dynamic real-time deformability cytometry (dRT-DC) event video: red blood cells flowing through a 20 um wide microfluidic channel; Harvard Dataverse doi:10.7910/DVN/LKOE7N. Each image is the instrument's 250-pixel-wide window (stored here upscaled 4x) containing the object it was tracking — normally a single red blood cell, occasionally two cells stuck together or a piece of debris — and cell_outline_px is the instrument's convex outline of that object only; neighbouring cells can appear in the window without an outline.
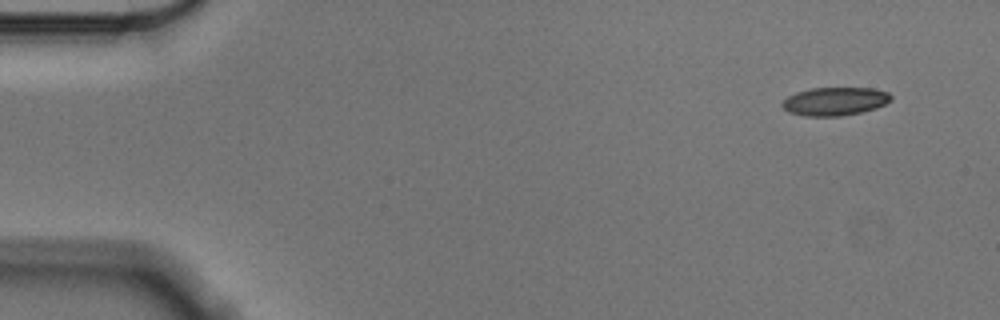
{"species": "Egyptian fruit bat (a non-hibernating species)", "species_latin": "Rousettus aegyptiacus", "temperature_condition": "cold", "stored_images_in_passage": 53, "camera_frame_rate_fps": 3000, "um_per_image_px": 0.085, "animal": {"sex": "male"}, "frame": {"image": 1, "passage_image": 1, "time_ms": 0.0, "image_size_px": [1000, 320], "cell_outline_px": [[892, 100], [876, 108], [860, 112], [840, 116], [804, 116], [788, 112], [780, 104], [788, 96], [796, 92], [812, 88], [872, 88], [888, 92], [892, 96]], "centroid_in_image_um": [70.96, 8.61], "position_along_channel_um": 14.0, "area_um2": 17.92}}
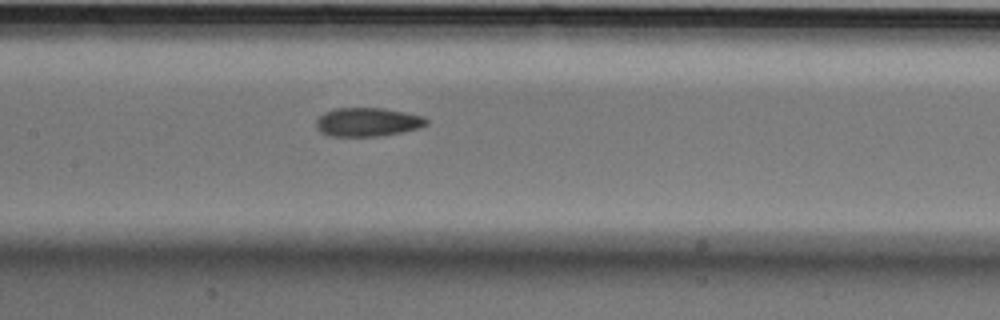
{"frame": {"image": 2, "passage_image": 24, "time_ms": 7.667, "image_size_px": [1000, 320], "cell_outline_px": [[428, 124], [420, 128], [380, 136], [328, 136], [320, 132], [316, 128], [316, 120], [324, 112], [336, 108], [384, 108], [408, 112], [424, 116], [428, 120]], "centroid_in_image_um": [31.26, 10.37], "position_along_channel_um": 176.1, "area_um2": 18.67}}
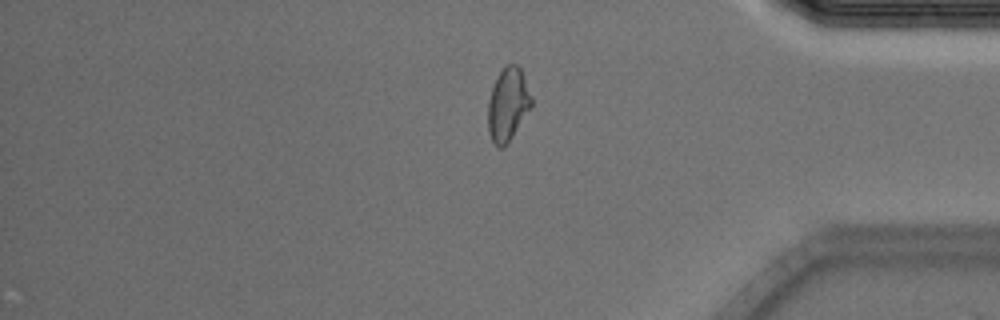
{"frame": {"image": 3, "passage_image": 44, "time_ms": 14.333, "image_size_px": [1000, 320], "cell_outline_px": [[532, 104], [512, 136], [504, 148], [496, 148], [492, 144], [488, 132], [488, 100], [492, 88], [500, 72], [508, 64], [516, 64], [520, 68], [524, 76], [532, 96]], "centroid_in_image_um": [43.15, 8.92], "position_along_channel_um": 392.1, "area_um2": 18.38}, "authors_computed_cell_mechanics": {"area_um2": 18.785, "velocity_mm_per_s": 3.554, "shape_relaxation_time_tau1_ms": 7.0641, "shape_relaxation_time_tau2_ms": 3.3863, "deformation_change_tau1": 0.1396, "deformation_change_tau2": 0.0914}}